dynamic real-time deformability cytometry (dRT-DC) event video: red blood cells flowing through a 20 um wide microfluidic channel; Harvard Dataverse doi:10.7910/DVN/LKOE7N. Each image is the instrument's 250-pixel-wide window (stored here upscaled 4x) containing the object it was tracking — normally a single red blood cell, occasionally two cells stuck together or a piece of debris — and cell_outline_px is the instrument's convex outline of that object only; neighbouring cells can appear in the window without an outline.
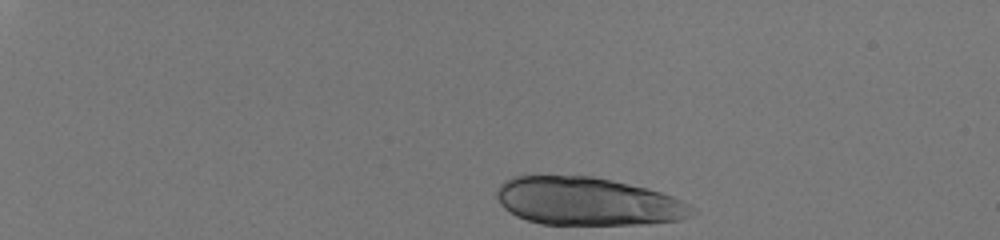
{"species": "human", "species_latin": "Homo sapiens", "temperature_condition": "room temperature", "stored_images_in_passage": 38, "camera_frame_rate_fps": 3000, "um_per_image_px": 0.085, "donor": {"sex": "male"}, "frame": {"image": 1, "passage_image": 1, "time_ms": 0.0, "image_size_px": [1000, 240], "cell_outline_px": [[696, 212], [692, 216], [680, 220], [648, 224], [540, 224], [516, 216], [504, 208], [500, 204], [496, 196], [496, 188], [504, 180], [512, 176], [592, 176], [648, 188], [672, 196], [688, 204]], "centroid_in_image_um": [49.93, 17.12], "position_along_channel_um": 35.1, "area_um2": 54.74}}
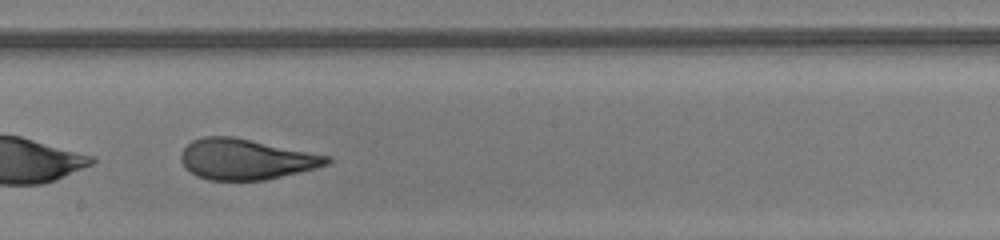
{"frame": {"image": 2, "passage_image": 25, "time_ms": 8.0, "image_size_px": [1000, 240], "cell_outline_px": [[332, 160], [328, 164], [316, 168], [264, 180], [208, 180], [196, 176], [184, 168], [180, 160], [180, 156], [184, 148], [192, 140], [204, 136], [232, 136], [332, 156]], "centroid_in_image_um": [20.89, 13.53], "position_along_channel_um": 227.3, "area_um2": 34.68}}
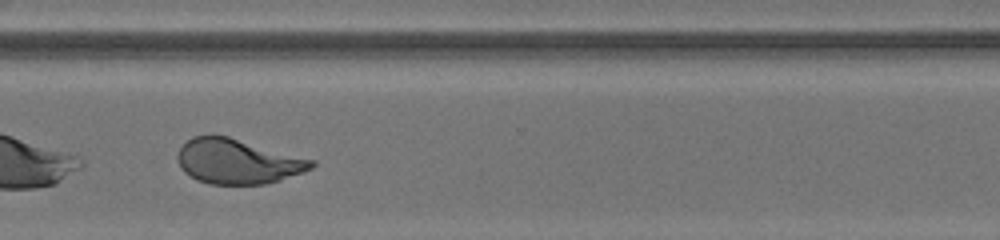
{"frame": {"image": 3, "passage_image": 34, "time_ms": 11.0, "image_size_px": [1000, 240], "cell_outline_px": [[316, 164], [312, 168], [280, 180], [264, 184], [208, 184], [196, 180], [184, 172], [180, 168], [176, 156], [180, 148], [192, 136], [228, 136], [316, 160]], "centroid_in_image_um": [20.19, 13.73], "position_along_channel_um": 350.4, "area_um2": 34.97}, "authors_computed_cell_mechanics": {"area_um2": 36.414, "velocity_mm_per_s": 4.0975, "shape_relaxation_time_tau1_ms": 4.8687, "shape_relaxation_time_tau2_ms": 0.6741, "deformation_change_tau1": 0.1836, "deformation_change_tau2": 0.0678}}